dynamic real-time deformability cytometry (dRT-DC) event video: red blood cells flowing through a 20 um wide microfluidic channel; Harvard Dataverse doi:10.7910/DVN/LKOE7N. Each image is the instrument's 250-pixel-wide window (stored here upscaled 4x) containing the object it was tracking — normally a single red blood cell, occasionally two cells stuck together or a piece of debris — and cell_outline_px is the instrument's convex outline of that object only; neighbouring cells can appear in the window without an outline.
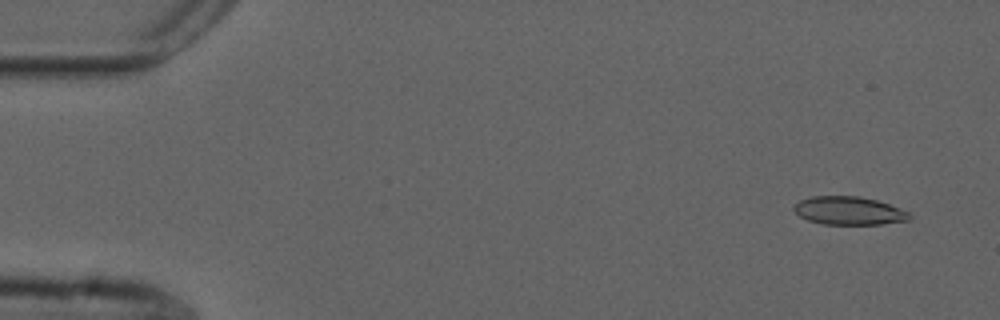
{"species": "common noctule bat (a hibernating species)", "species_latin": "Nyctalus noctula", "temperature_condition": "cold", "stored_images_in_passage": 18, "camera_frame_rate_fps": 3000, "um_per_image_px": 0.085, "animal": {"sex": "male", "forearm_length_mm": 52.5}, "frame": {"image": 1, "passage_image": 4, "time_ms": 1.0, "image_size_px": [1000, 320], "cell_outline_px": [[912, 216], [908, 220], [880, 224], [824, 224], [808, 220], [800, 216], [792, 208], [800, 200], [812, 196], [860, 196], [876, 200], [900, 208], [908, 212]], "centroid_in_image_um": [72.15, 17.9], "position_along_channel_um": 12.8, "area_um2": 18.84}}
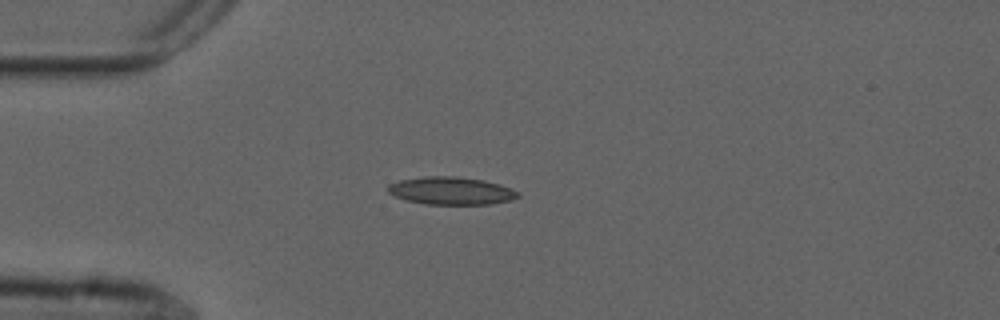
{"frame": {"image": 2, "passage_image": 15, "time_ms": 4.667, "image_size_px": [1000, 320], "cell_outline_px": [[520, 196], [512, 200], [492, 204], [428, 204], [404, 200], [388, 192], [388, 184], [400, 180], [428, 176], [456, 176], [484, 180], [500, 184], [520, 192]], "centroid_in_image_um": [38.38, 16.22], "position_along_channel_um": 46.6, "area_um2": 21.04}}